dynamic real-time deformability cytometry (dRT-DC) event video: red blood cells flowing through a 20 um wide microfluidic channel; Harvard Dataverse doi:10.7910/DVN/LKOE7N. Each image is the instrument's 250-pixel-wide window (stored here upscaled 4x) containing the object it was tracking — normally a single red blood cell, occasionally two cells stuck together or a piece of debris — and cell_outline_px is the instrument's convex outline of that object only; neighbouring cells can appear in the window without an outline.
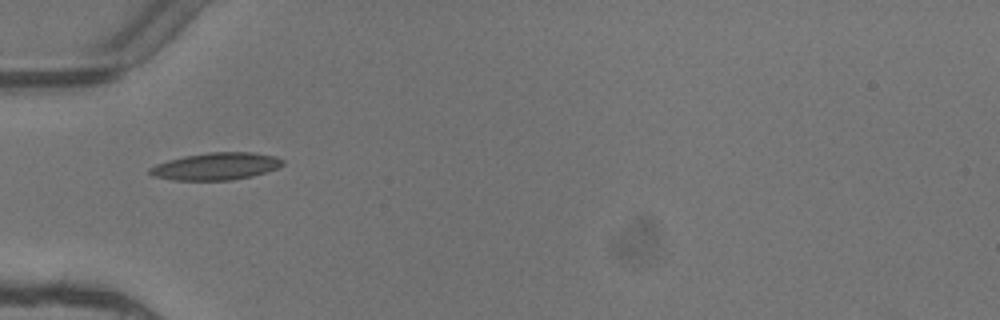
{"species": "common noctule bat (a hibernating species)", "species_latin": "Nyctalus noctula", "temperature_condition": "warm", "stored_images_in_passage": 6, "camera_frame_rate_fps": 3000, "um_per_image_px": 0.085, "animal": {"sex": "female"}, "frame": {"image": 1, "passage_image": 5, "time_ms": 1.333, "image_size_px": [1000, 320], "cell_outline_px": [[284, 164], [276, 168], [252, 176], [232, 180], [172, 180], [152, 176], [148, 172], [148, 168], [156, 164], [168, 160], [184, 156], [208, 152], [252, 152], [276, 156], [284, 160]], "centroid_in_image_um": [18.33, 14.13], "position_along_channel_um": 66.7, "area_um2": 21.15}}
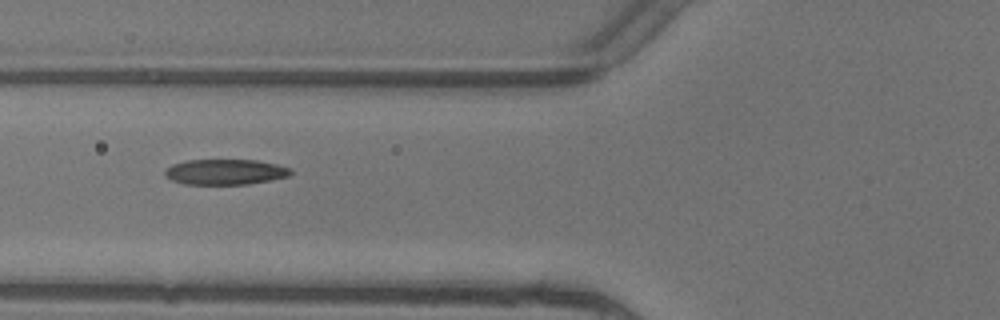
{"frame": {"image": 2, "passage_image": 6, "time_ms": 1.667, "image_size_px": [1000, 320], "cell_outline_px": [[292, 172], [288, 176], [248, 184], [184, 184], [172, 180], [164, 172], [172, 164], [188, 160], [256, 160], [276, 164], [292, 168]], "centroid_in_image_um": [19.17, 14.61], "position_along_channel_um": 106.6, "area_um2": 18.44}}